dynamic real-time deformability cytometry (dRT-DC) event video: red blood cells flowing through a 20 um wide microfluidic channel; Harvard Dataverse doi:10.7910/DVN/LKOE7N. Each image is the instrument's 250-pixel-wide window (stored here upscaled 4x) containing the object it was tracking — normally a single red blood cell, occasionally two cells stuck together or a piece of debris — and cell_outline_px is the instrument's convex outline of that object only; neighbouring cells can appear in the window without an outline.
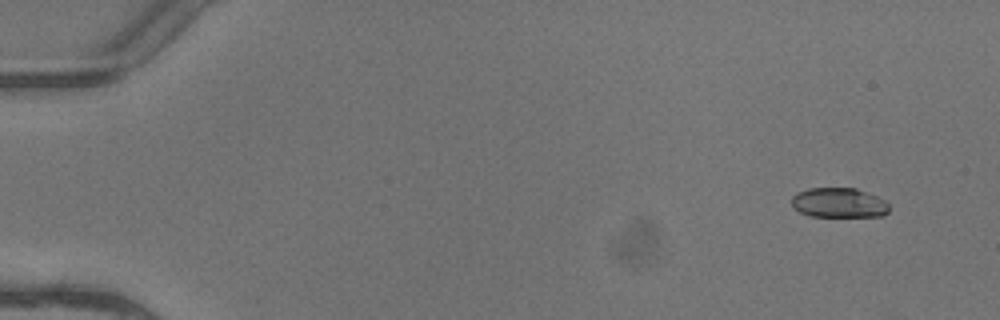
{"species": "common noctule bat (a hibernating species)", "species_latin": "Nyctalus noctula", "temperature_condition": "warm", "stored_images_in_passage": 6, "segment_of_instrument_passage": [1, 2], "camera_frame_rate_fps": 3000, "um_per_image_px": 0.085, "animal": {"sex": "female"}, "frame": {"image": 1, "passage_image": 2, "time_ms": 0.333, "image_size_px": [1000, 320], "cell_outline_px": [[888, 212], [884, 216], [808, 216], [792, 208], [792, 196], [796, 192], [808, 188], [856, 188], [876, 196], [884, 200], [888, 204]], "centroid_in_image_um": [71.27, 17.23], "position_along_channel_um": 13.7, "area_um2": 16.99}}
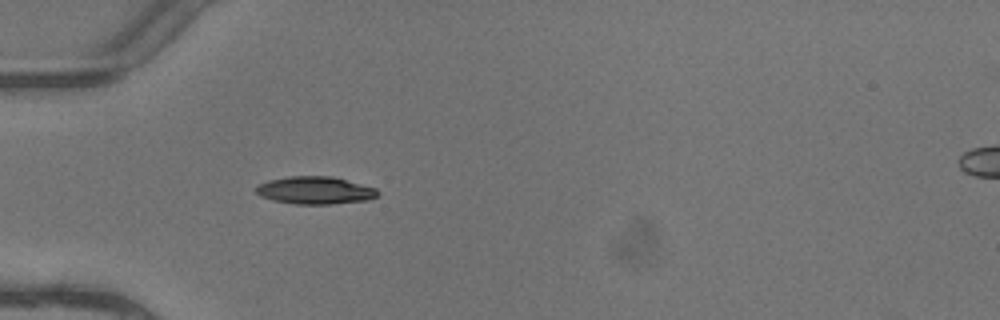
{"frame": {"image": 2, "passage_image": 5, "time_ms": 1.333, "image_size_px": [1000, 320], "cell_outline_px": [[380, 192], [376, 196], [368, 200], [332, 204], [296, 204], [272, 200], [260, 196], [256, 192], [256, 188], [260, 184], [268, 180], [288, 176], [332, 176], [376, 188]], "centroid_in_image_um": [26.79, 16.18], "position_along_channel_um": 58.2, "area_um2": 19.54}}